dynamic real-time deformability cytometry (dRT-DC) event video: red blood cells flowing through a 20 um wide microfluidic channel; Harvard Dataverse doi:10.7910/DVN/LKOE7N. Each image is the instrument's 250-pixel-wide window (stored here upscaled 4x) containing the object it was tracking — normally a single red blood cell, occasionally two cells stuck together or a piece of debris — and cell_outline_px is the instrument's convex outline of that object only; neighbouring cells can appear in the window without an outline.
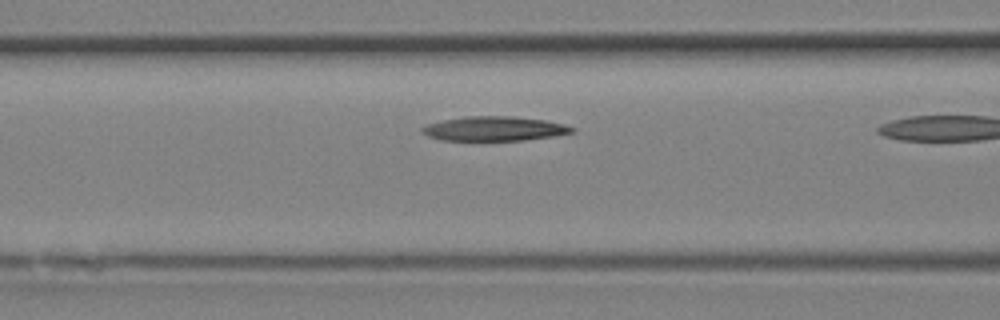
{"species": "Egyptian fruit bat (a non-hibernating species)", "species_latin": "Rousettus aegyptiacus", "temperature_condition": "room temperature", "stored_images_in_passage": 5, "camera_frame_rate_fps": 3000, "um_per_image_px": 0.085, "animal": {"sex": "female"}, "frame": {"image": 1, "passage_image": 4, "time_ms": 1.0, "image_size_px": [1000, 320], "cell_outline_px": [[576, 132], [552, 136], [524, 140], [440, 140], [428, 136], [420, 132], [420, 128], [428, 124], [444, 120], [464, 116], [512, 116], [544, 120], [564, 124], [576, 128]], "centroid_in_image_um": [42.01, 10.93], "position_along_channel_um": 124.6, "area_um2": 21.33}}